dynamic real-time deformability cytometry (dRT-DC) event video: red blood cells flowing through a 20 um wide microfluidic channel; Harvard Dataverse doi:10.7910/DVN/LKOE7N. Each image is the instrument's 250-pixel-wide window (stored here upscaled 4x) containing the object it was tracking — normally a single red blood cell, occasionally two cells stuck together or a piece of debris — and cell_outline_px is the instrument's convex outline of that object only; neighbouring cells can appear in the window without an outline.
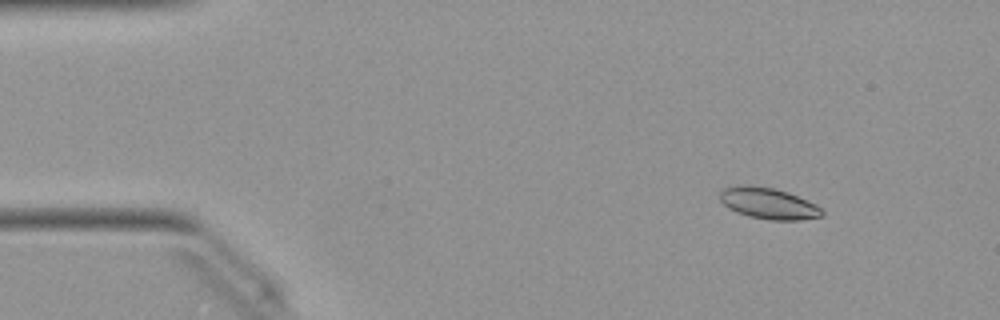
{"species": "Egyptian fruit bat (a non-hibernating species)", "species_latin": "Rousettus aegyptiacus", "temperature_condition": "warm", "stored_images_in_passage": 51, "camera_frame_rate_fps": 3000, "um_per_image_px": 0.085, "animal": {"sex": "female"}, "frame": {"image": 1, "passage_image": 6, "time_ms": 1.667, "image_size_px": [1000, 320], "cell_outline_px": [[824, 216], [800, 220], [768, 220], [748, 216], [736, 212], [728, 208], [720, 200], [720, 192], [724, 188], [744, 184], [776, 188], [788, 192], [816, 204], [824, 212]], "centroid_in_image_um": [65.32, 17.29], "position_along_channel_um": 19.7, "area_um2": 18.73}}
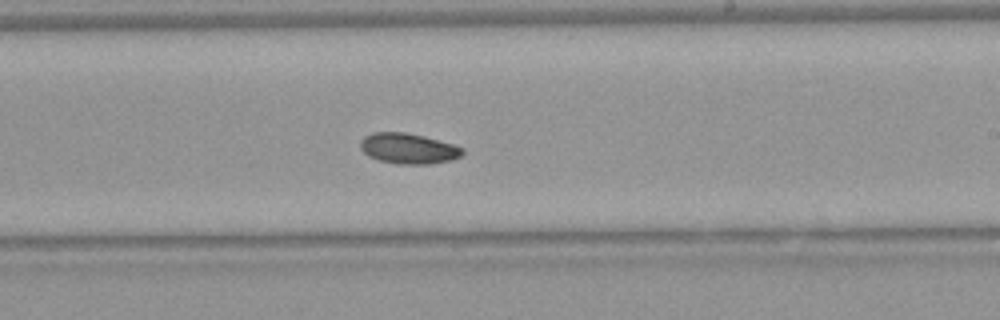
{"frame": {"image": 2, "passage_image": 30, "time_ms": 9.667, "image_size_px": [1000, 320], "cell_outline_px": [[464, 152], [460, 156], [452, 160], [428, 164], [400, 164], [380, 160], [368, 156], [360, 148], [360, 140], [364, 136], [372, 132], [404, 132], [424, 136], [452, 144], [464, 148]], "centroid_in_image_um": [34.69, 12.62], "position_along_channel_um": 254.3, "area_um2": 18.15}}
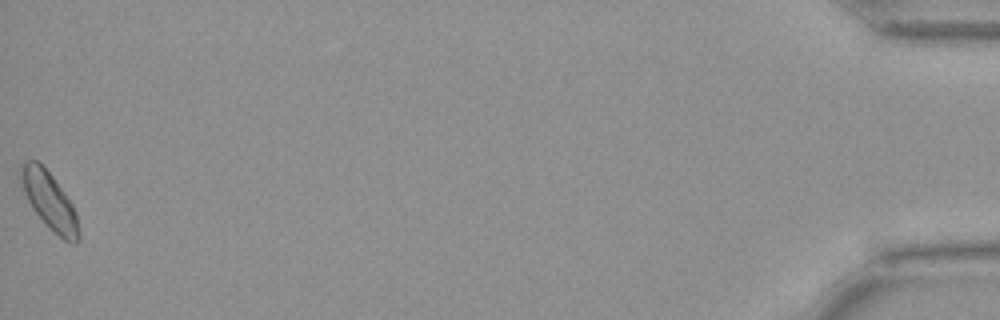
{"frame": {"image": 3, "passage_image": 51, "time_ms": 16.667, "image_size_px": [1000, 320], "cell_outline_px": [[80, 240], [76, 244], [72, 244], [64, 240], [32, 208], [24, 192], [20, 180], [20, 168], [24, 160], [36, 160], [52, 176], [64, 192], [72, 204], [76, 212], [80, 236]], "centroid_in_image_um": [4.21, 17.06], "position_along_channel_um": 431.0, "area_um2": 18.84}, "authors_computed_cell_mechanics": {"area_um2": 18.0914, "velocity_mm_per_s": 4.0107, "shape_relaxation_time_tau1_ms": 2.8972, "shape_relaxation_time_tau2_ms": null, "deformation_change_tau1": 0.0961, "deformation_change_tau2": null}}